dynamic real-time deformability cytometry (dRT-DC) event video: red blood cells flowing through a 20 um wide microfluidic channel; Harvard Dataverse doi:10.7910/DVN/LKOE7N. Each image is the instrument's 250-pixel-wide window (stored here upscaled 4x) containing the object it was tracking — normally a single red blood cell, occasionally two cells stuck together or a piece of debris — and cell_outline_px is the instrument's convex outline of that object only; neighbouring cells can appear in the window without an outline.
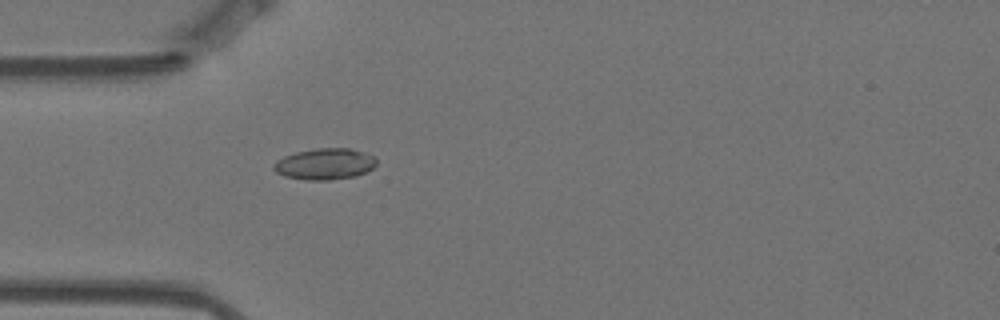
{"species": "Egyptian fruit bat (a non-hibernating species)", "species_latin": "Rousettus aegyptiacus", "temperature_condition": "warm", "stored_images_in_passage": 35, "camera_frame_rate_fps": 3000, "um_per_image_px": 0.085, "animal": {"sex": "female"}, "frame": {"image": 1, "passage_image": 3, "time_ms": 0.667, "image_size_px": [1000, 320], "cell_outline_px": [[376, 164], [372, 168], [356, 176], [328, 180], [308, 180], [284, 176], [276, 172], [272, 168], [272, 164], [276, 160], [284, 156], [296, 152], [316, 148], [348, 148], [364, 152], [372, 156], [376, 160]], "centroid_in_image_um": [27.56, 13.93], "position_along_channel_um": 57.4, "area_um2": 18.67}}
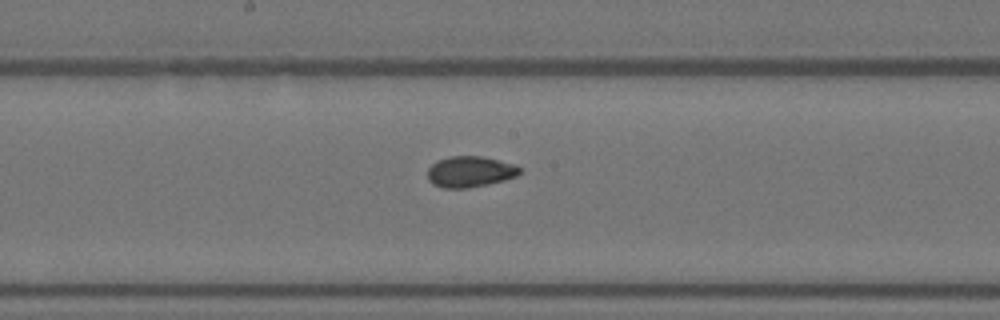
{"frame": {"image": 2, "passage_image": 16, "time_ms": 5.0, "image_size_px": [1000, 320], "cell_outline_px": [[520, 172], [516, 176], [504, 180], [488, 184], [468, 188], [444, 188], [432, 184], [428, 180], [428, 168], [436, 160], [448, 156], [484, 156], [516, 164], [520, 168]], "centroid_in_image_um": [39.94, 14.58], "position_along_channel_um": 208.3, "area_um2": 16.82}}
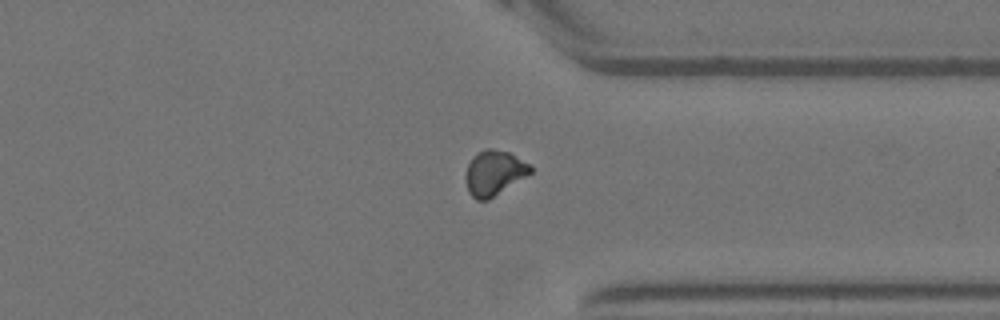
{"frame": {"image": 3, "passage_image": 30, "time_ms": 9.667, "image_size_px": [1000, 320], "cell_outline_px": [[532, 172], [488, 200], [476, 200], [468, 192], [464, 176], [468, 164], [472, 156], [484, 148], [492, 148], [508, 152], [532, 164]], "centroid_in_image_um": [41.98, 14.68], "position_along_channel_um": 369.4, "area_um2": 17.11}, "authors_computed_cell_mechanics": {"area_um2": 16.8198, "velocity_mm_per_s": 3.5133, "shape_relaxation_time_tau1_ms": null, "shape_relaxation_time_tau2_ms": 2.1537, "deformation_change_tau1": null, "deformation_change_tau2": 0.0569}}